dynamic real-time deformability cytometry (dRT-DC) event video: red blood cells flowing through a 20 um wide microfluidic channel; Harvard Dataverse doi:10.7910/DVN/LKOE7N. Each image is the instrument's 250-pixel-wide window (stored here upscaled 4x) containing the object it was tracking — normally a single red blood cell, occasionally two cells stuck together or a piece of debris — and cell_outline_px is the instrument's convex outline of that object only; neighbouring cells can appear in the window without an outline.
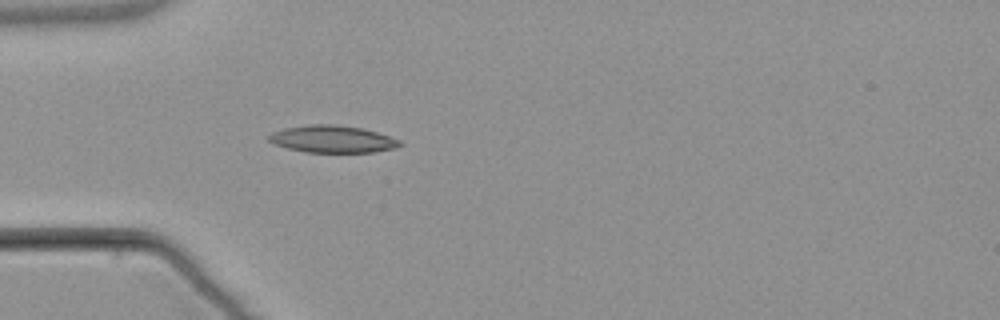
{"species": "common noctule bat (a hibernating species)", "species_latin": "Nyctalus noctula", "temperature_condition": "warm", "stored_images_in_passage": 4, "camera_frame_rate_fps": 3000, "um_per_image_px": 0.085, "animal": {"sex": "male", "body_mass_g": 21.5, "forearm_length_mm": 52.0}, "frame": {"image": 1, "passage_image": 4, "time_ms": 5.333, "image_size_px": [1000, 320], "cell_outline_px": [[404, 144], [392, 148], [372, 152], [304, 152], [288, 148], [276, 144], [268, 140], [268, 136], [272, 132], [284, 128], [312, 124], [336, 124], [364, 128], [400, 140]], "centroid_in_image_um": [28.25, 11.81], "position_along_channel_um": 56.8, "area_um2": 20.63}}